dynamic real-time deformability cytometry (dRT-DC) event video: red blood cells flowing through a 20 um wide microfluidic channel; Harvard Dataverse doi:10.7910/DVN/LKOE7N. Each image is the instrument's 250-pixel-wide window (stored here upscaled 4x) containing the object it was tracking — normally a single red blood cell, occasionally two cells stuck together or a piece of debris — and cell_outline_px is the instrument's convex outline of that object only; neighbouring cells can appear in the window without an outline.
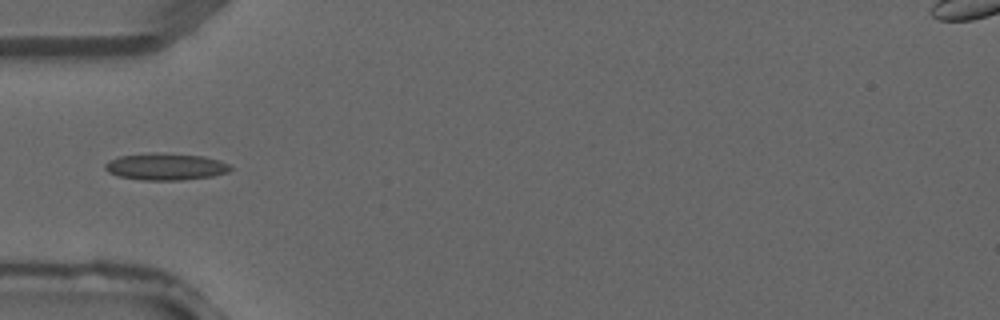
{"species": "common noctule bat (a hibernating species)", "species_latin": "Nyctalus noctula", "temperature_condition": "warm", "stored_images_in_passage": 1, "camera_frame_rate_fps": 3000, "um_per_image_px": 0.085, "animal": {"sex": "male", "forearm_length_mm": 52.5}, "frame": {"image": 1, "passage_image": 1, "time_ms": 0.0, "image_size_px": [1000, 320], "cell_outline_px": [[232, 168], [228, 172], [212, 176], [180, 180], [144, 180], [116, 176], [108, 172], [104, 168], [104, 164], [108, 160], [120, 156], [152, 152], [204, 156], [220, 160], [228, 164]], "centroid_in_image_um": [14.05, 14.16], "position_along_channel_um": 71.0, "area_um2": 19.71}}